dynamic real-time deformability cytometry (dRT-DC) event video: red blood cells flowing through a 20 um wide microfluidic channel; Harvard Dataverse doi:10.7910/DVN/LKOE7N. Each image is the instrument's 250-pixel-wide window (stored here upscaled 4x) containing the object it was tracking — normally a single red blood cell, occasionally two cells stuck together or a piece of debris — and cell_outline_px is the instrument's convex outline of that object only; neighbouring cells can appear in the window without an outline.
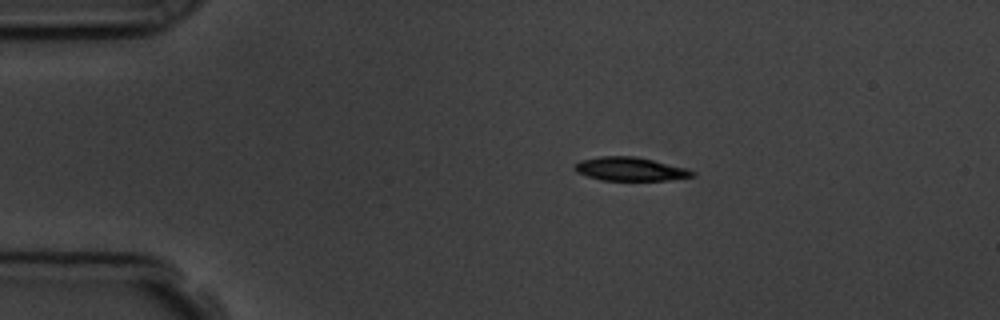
{"species": "common noctule bat (a hibernating species)", "species_latin": "Nyctalus noctula", "temperature_condition": "room temperature", "stored_images_in_passage": 16, "camera_frame_rate_fps": 3000, "um_per_image_px": 0.085, "animal": {"sex": "male", "body_mass_g": 19.5, "forearm_length_mm": 54.6}, "frame": {"image": 1, "passage_image": 3, "time_ms": 2.333, "image_size_px": [1000, 320], "cell_outline_px": [[696, 176], [668, 180], [600, 180], [576, 172], [572, 168], [572, 164], [580, 160], [600, 156], [636, 156], [688, 168], [696, 172]], "centroid_in_image_um": [53.55, 14.36], "position_along_channel_um": 31.4, "area_um2": 16.42}}
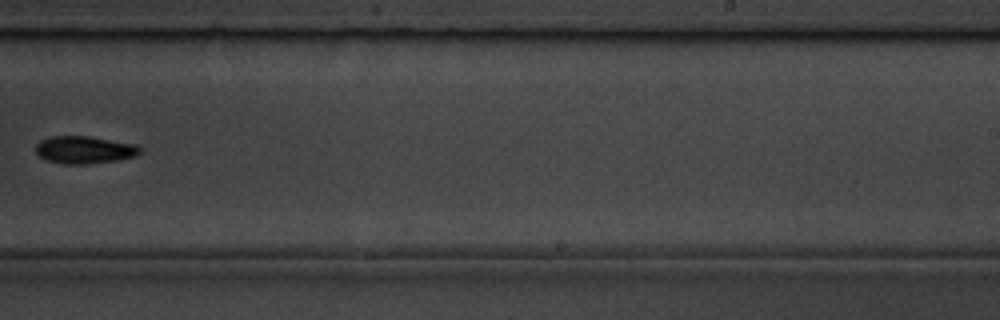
{"frame": {"image": 2, "passage_image": 10, "time_ms": 10.333, "image_size_px": [1000, 320], "cell_outline_px": [[140, 152], [136, 156], [116, 160], [88, 164], [60, 164], [48, 160], [40, 156], [36, 152], [36, 144], [40, 140], [48, 136], [88, 136], [136, 144], [140, 148]], "centroid_in_image_um": [7.15, 12.73], "position_along_channel_um": 281.8, "area_um2": 16.7}}
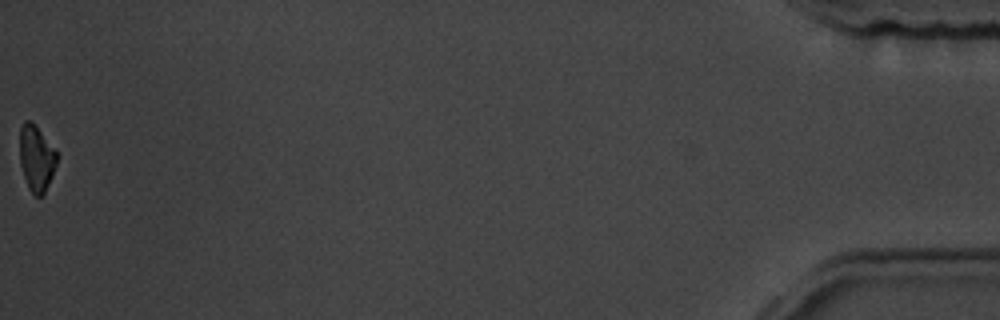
{"frame": {"image": 3, "passage_image": 16, "time_ms": 17.0, "image_size_px": [1000, 320], "cell_outline_px": [[56, 164], [52, 176], [44, 192], [40, 196], [36, 196], [28, 188], [20, 164], [20, 128], [24, 120], [32, 120], [56, 152]], "centroid_in_image_um": [3.07, 13.42], "position_along_channel_um": 432.1, "area_um2": 13.99}, "authors_computed_cell_mechanics": {"area_um2": 16.3285, "velocity_mm_per_s": 3.7721, "shape_relaxation_time_tau1_ms": 1.4842, "shape_relaxation_time_tau2_ms": null, "deformation_change_tau1": 0.0809, "deformation_change_tau2": null}}